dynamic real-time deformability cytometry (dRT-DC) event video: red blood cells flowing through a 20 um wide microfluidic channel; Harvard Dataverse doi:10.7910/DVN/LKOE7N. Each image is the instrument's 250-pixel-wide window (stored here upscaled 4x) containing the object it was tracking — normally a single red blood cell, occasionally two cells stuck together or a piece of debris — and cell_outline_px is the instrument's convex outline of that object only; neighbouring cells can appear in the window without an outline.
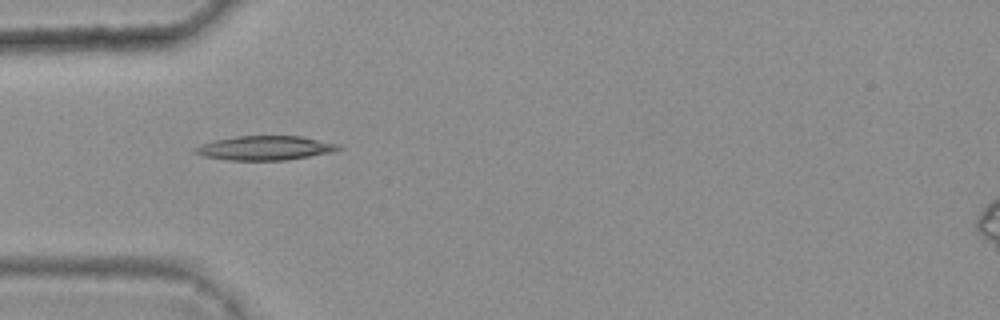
{"species": "common noctule bat (a hibernating species)", "species_latin": "Nyctalus noctula", "temperature_condition": "warm", "stored_images_in_passage": 3, "camera_frame_rate_fps": 3000, "um_per_image_px": 0.085, "animal": {"sex": "female", "body_mass_g": 25.1}, "frame": {"image": 1, "passage_image": 3, "time_ms": 0.667, "image_size_px": [1000, 320], "cell_outline_px": [[344, 148], [332, 152], [288, 160], [228, 160], [204, 156], [192, 152], [200, 144], [212, 140], [236, 136], [300, 136], [340, 144]], "centroid_in_image_um": [22.54, 12.58], "position_along_channel_um": 62.5, "area_um2": 20.35}}